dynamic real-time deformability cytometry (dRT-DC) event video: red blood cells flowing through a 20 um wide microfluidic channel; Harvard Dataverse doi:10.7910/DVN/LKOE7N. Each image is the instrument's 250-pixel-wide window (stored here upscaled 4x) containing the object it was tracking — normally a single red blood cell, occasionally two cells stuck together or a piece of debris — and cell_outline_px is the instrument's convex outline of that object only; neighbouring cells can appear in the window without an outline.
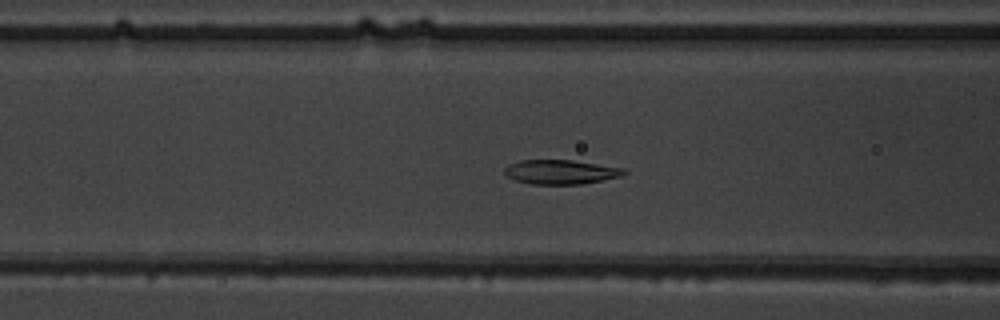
{"species": "common noctule bat (a hibernating species)", "species_latin": "Nyctalus noctula", "temperature_condition": "warm", "stored_images_in_passage": 49, "segment_of_instrument_passage": [1, 2], "camera_frame_rate_fps": 3000, "um_per_image_px": 0.085, "animal": {"sex": "male", "body_mass_g": 19.5, "forearm_length_mm": 54.6}, "frame": {"image": 1, "passage_image": 18, "time_ms": 5.667, "image_size_px": [1000, 320], "cell_outline_px": [[628, 172], [620, 176], [580, 184], [528, 184], [504, 176], [504, 168], [508, 164], [520, 160], [572, 160], [624, 168]], "centroid_in_image_um": [47.6, 14.61], "position_along_channel_um": 119.0, "area_um2": 16.94}}
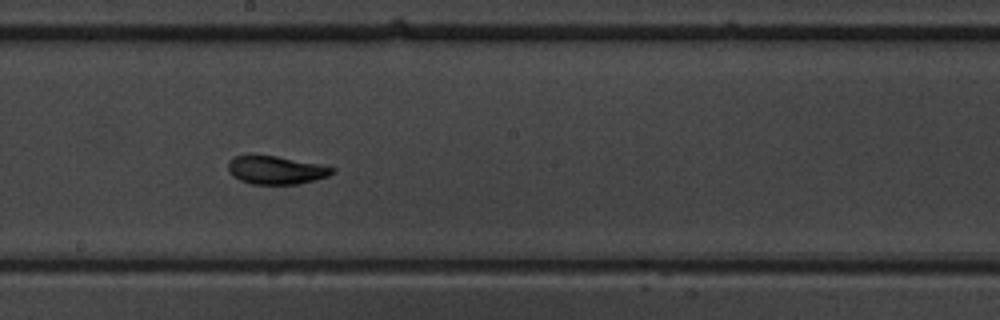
{"frame": {"image": 2, "passage_image": 26, "time_ms": 8.333, "image_size_px": [1000, 320], "cell_outline_px": [[336, 172], [328, 176], [300, 184], [252, 184], [240, 180], [228, 168], [228, 160], [236, 156], [252, 152], [276, 156], [320, 164], [336, 168]], "centroid_in_image_um": [23.47, 14.42], "position_along_channel_um": 224.7, "area_um2": 17.46}}
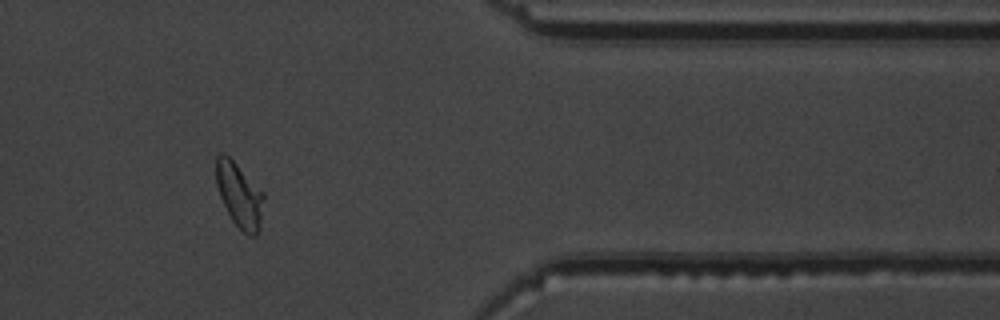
{"frame": {"image": 3, "passage_image": 40, "time_ms": 13.0, "image_size_px": [1000, 320], "cell_outline_px": [[264, 200], [260, 228], [256, 236], [248, 236], [232, 220], [220, 196], [216, 184], [216, 156], [220, 152], [224, 152], [264, 192]], "centroid_in_image_um": [20.36, 16.58], "position_along_channel_um": 391.0, "area_um2": 17.86}}